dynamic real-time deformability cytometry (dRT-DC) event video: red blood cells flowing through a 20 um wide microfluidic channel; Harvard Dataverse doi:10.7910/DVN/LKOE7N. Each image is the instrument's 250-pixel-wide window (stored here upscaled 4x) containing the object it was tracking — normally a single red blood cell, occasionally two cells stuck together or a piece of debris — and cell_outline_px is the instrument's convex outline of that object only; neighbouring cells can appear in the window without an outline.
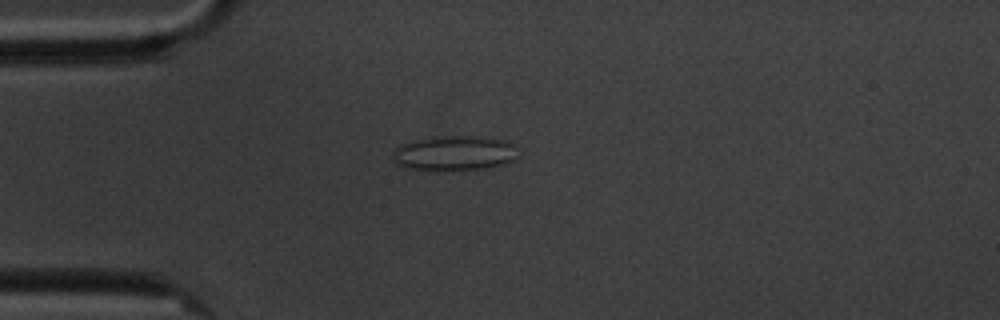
{"species": "common noctule bat (a hibernating species)", "species_latin": "Nyctalus noctula", "temperature_condition": "cold", "stored_images_in_passage": 13, "camera_frame_rate_fps": 3000, "um_per_image_px": 0.085, "animal": {"sex": "male", "body_mass_g": 20.1, "forearm_length_mm": 53.5}, "frame": {"image": 1, "passage_image": 4, "time_ms": 4.333, "image_size_px": [1000, 320], "cell_outline_px": [[516, 144], [512, 160], [504, 164], [488, 168], [404, 168], [396, 164], [392, 160], [392, 152], [400, 144], [412, 140], [448, 136], [472, 136], [504, 140]], "centroid_in_image_um": [38.57, 12.99], "position_along_channel_um": 46.4, "area_um2": 24.62}}
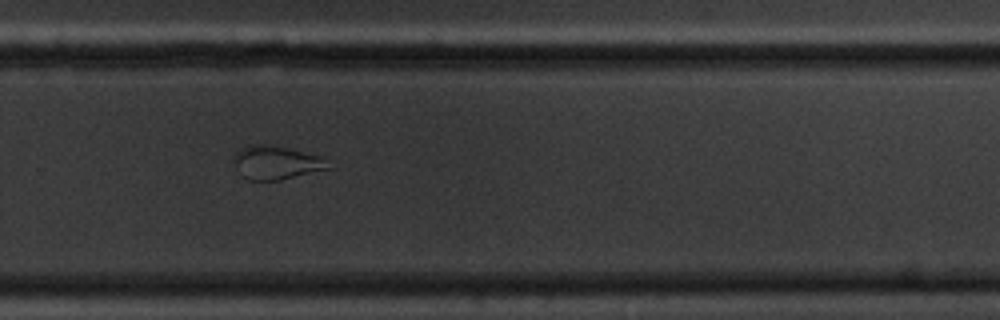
{"frame": {"image": 2, "passage_image": 11, "time_ms": 12.333, "image_size_px": [1000, 320], "cell_outline_px": [[332, 168], [280, 180], [248, 180], [244, 176], [236, 164], [232, 156], [240, 148], [252, 144], [260, 144], [288, 148], [324, 156]], "centroid_in_image_um": [23.54, 13.81], "position_along_channel_um": 306.3, "area_um2": 18.38}}
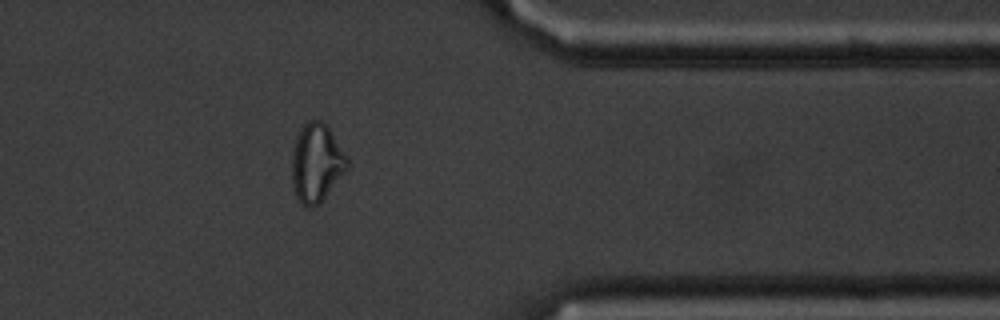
{"frame": {"image": 3, "passage_image": 13, "time_ms": 15.0, "image_size_px": [1000, 320], "cell_outline_px": [[348, 168], [320, 204], [312, 208], [308, 208], [296, 196], [292, 184], [292, 152], [296, 136], [300, 128], [308, 120], [320, 120], [328, 124], [348, 160]], "centroid_in_image_um": [26.89, 13.83], "position_along_channel_um": 384.5, "area_um2": 25.43}, "authors_computed_cell_mechanics": {"area_um2": 20.6924, "velocity_mm_per_s": 3.4214, "shape_relaxation_time_tau1_ms": null, "shape_relaxation_time_tau2_ms": 1.2542, "deformation_change_tau1": null, "deformation_change_tau2": 0.063}}